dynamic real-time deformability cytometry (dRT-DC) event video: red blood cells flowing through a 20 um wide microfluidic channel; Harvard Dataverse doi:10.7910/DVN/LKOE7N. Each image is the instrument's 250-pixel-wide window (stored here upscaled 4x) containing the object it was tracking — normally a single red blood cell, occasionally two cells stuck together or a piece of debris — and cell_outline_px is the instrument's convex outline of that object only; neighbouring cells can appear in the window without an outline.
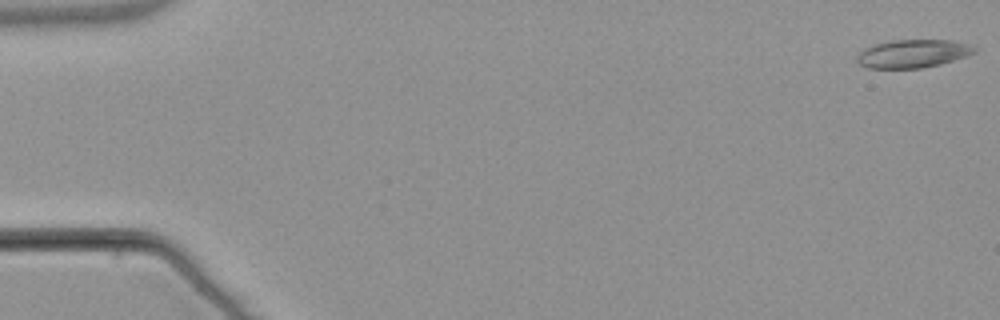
{"species": "common noctule bat (a hibernating species)", "species_latin": "Nyctalus noctula", "temperature_condition": "warm", "stored_images_in_passage": 54, "camera_frame_rate_fps": 3000, "um_per_image_px": 0.085, "animal": {"sex": "male", "body_mass_g": 21.5, "forearm_length_mm": 52.0}, "frame": {"image": 1, "passage_image": 1, "time_ms": 0.0, "image_size_px": [1000, 320], "cell_outline_px": [[980, 48], [976, 52], [940, 64], [924, 68], [868, 68], [860, 64], [856, 60], [856, 56], [864, 48], [876, 44], [892, 40], [952, 40], [968, 44]], "centroid_in_image_um": [77.6, 4.55], "position_along_channel_um": 7.4, "area_um2": 19.25}}
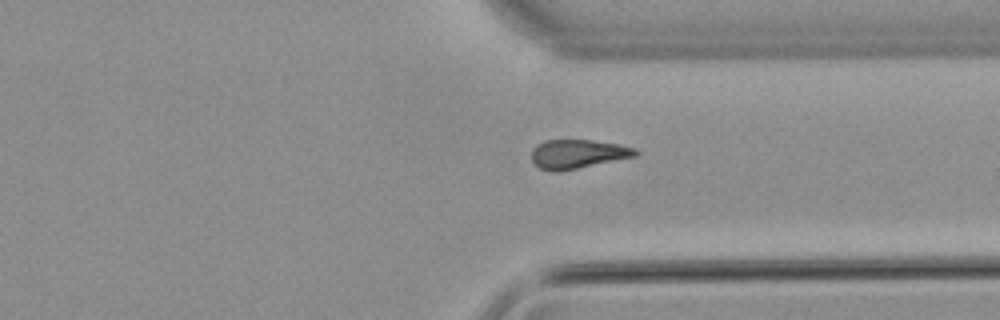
{"frame": {"image": 2, "passage_image": 41, "time_ms": 13.333, "image_size_px": [1000, 320], "cell_outline_px": [[640, 152], [636, 156], [560, 172], [552, 172], [540, 168], [532, 160], [532, 148], [536, 144], [544, 140], [592, 140], [620, 144], [636, 148]], "centroid_in_image_um": [49.12, 13.09], "position_along_channel_um": 362.3, "area_um2": 17.74}}
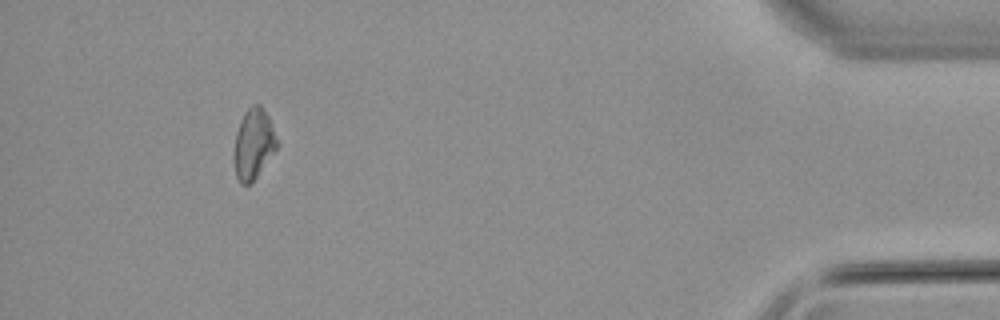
{"frame": {"image": 3, "passage_image": 50, "time_ms": 16.333, "image_size_px": [1000, 320], "cell_outline_px": [[280, 144], [252, 184], [240, 184], [236, 176], [232, 156], [232, 152], [236, 132], [240, 120], [244, 112], [252, 104], [260, 104], [268, 116]], "centroid_in_image_um": [21.53, 12.26], "position_along_channel_um": 413.7, "area_um2": 18.15}}